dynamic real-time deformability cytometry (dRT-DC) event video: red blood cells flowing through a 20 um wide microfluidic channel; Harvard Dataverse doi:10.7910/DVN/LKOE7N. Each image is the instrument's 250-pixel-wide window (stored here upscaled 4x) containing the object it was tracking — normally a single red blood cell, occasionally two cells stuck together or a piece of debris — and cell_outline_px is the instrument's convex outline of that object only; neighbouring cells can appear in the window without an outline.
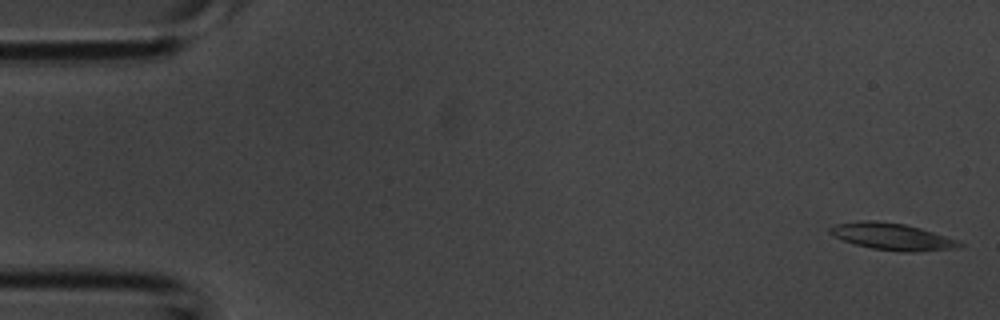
{"species": "common noctule bat (a hibernating species)", "species_latin": "Nyctalus noctula", "temperature_condition": "room temperature", "stored_images_in_passage": 42, "camera_frame_rate_fps": 3000, "um_per_image_px": 0.085, "animal": {"sex": "male", "body_mass_g": 20.1, "forearm_length_mm": 53.5}, "frame": {"image": 1, "passage_image": 1, "time_ms": 0.0, "image_size_px": [1000, 320], "cell_outline_px": [[964, 244], [952, 248], [912, 252], [900, 252], [872, 248], [856, 244], [832, 236], [828, 232], [828, 228], [836, 224], [860, 220], [876, 220], [904, 224], [920, 228], [956, 240]], "centroid_in_image_um": [75.74, 20.09], "position_along_channel_um": 9.3, "area_um2": 19.94}}
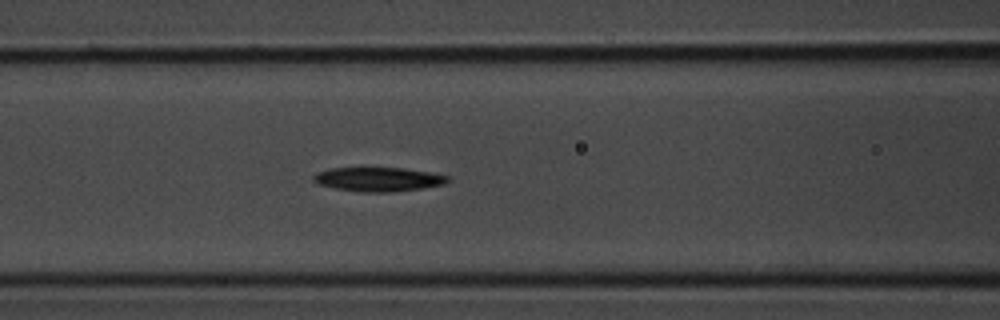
{"frame": {"image": 2, "passage_image": 17, "time_ms": 5.333, "image_size_px": [1000, 320], "cell_outline_px": [[452, 180], [444, 184], [424, 188], [392, 192], [360, 192], [336, 188], [316, 184], [312, 180], [312, 176], [316, 172], [328, 168], [360, 164], [404, 168], [432, 172], [448, 176]], "centroid_in_image_um": [32.09, 15.18], "position_along_channel_um": 134.5, "area_um2": 20.23}}
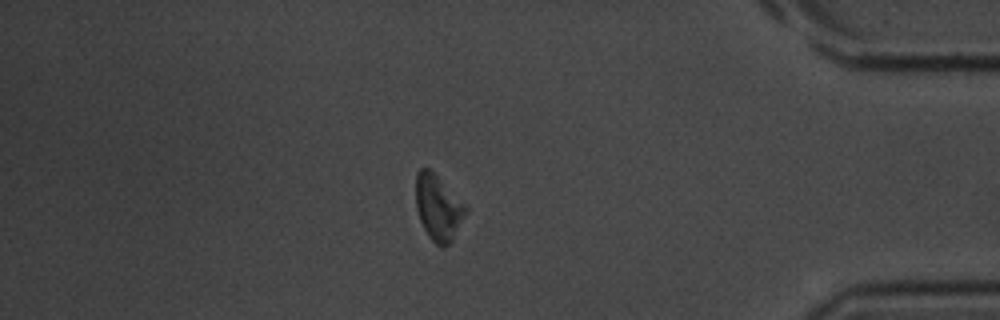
{"frame": {"image": 3, "passage_image": 36, "time_ms": 11.667, "image_size_px": [1000, 320], "cell_outline_px": [[468, 212], [452, 240], [444, 248], [440, 248], [428, 236], [420, 220], [416, 208], [416, 172], [420, 168], [428, 168], [468, 208]], "centroid_in_image_um": [37.24, 17.69], "position_along_channel_um": 398.0, "area_um2": 18.79}}